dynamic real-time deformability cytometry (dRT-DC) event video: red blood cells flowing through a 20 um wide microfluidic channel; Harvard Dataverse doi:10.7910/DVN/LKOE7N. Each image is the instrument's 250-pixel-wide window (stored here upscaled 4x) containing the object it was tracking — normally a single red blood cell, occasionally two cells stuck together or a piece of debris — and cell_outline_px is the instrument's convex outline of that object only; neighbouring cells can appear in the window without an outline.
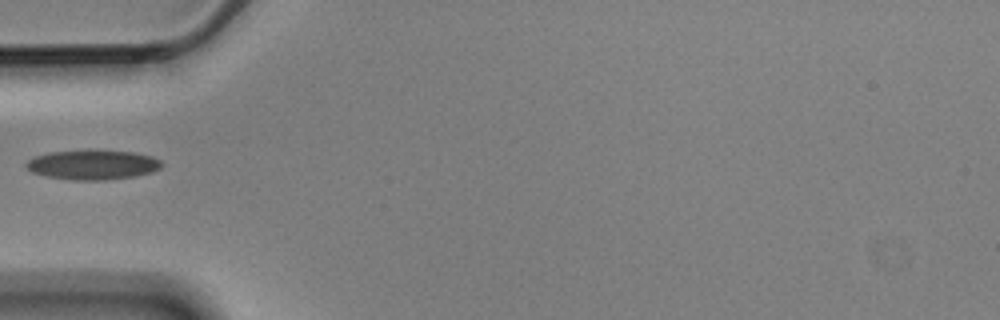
{"species": "Egyptian fruit bat (a non-hibernating species)", "species_latin": "Rousettus aegyptiacus", "temperature_condition": "cold", "stored_images_in_passage": 5, "camera_frame_rate_fps": 3000, "um_per_image_px": 0.085, "animal": {"sex": "male"}, "frame": {"image": 1, "passage_image": 1, "time_ms": 0.0, "image_size_px": [1000, 320], "cell_outline_px": [[164, 164], [160, 168], [152, 172], [136, 176], [104, 180], [76, 180], [48, 176], [32, 172], [24, 164], [28, 160], [36, 156], [48, 152], [132, 152], [152, 156], [160, 160]], "centroid_in_image_um": [7.92, 14.03], "position_along_channel_um": 77.1, "area_um2": 22.66}}
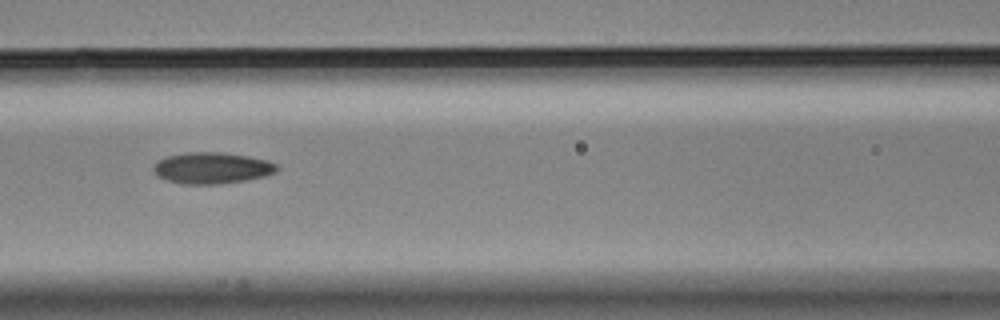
{"frame": {"image": 2, "passage_image": 3, "time_ms": 0.667, "image_size_px": [1000, 320], "cell_outline_px": [[280, 168], [276, 172], [264, 176], [244, 180], [216, 184], [184, 184], [168, 180], [160, 176], [152, 168], [160, 160], [168, 156], [188, 152], [220, 152], [248, 156], [268, 160], [276, 164]], "centroid_in_image_um": [18.07, 14.27], "position_along_channel_um": 148.5, "area_um2": 22.2}}
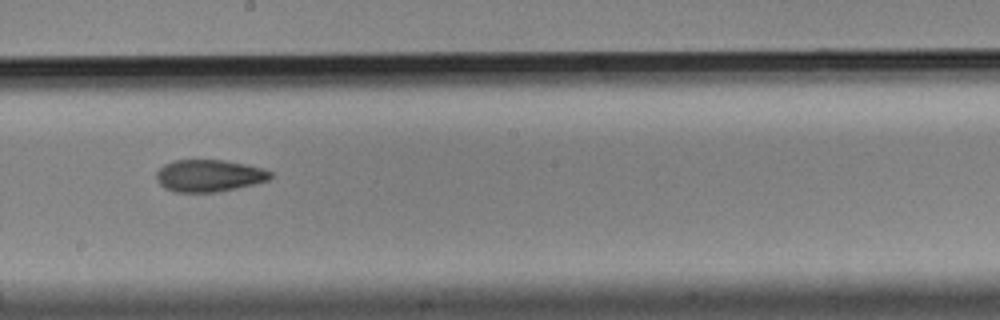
{"frame": {"image": 3, "passage_image": 5, "time_ms": 1.333, "image_size_px": [1000, 320], "cell_outline_px": [[272, 176], [268, 180], [256, 184], [216, 192], [176, 192], [164, 188], [156, 180], [156, 172], [164, 164], [172, 160], [224, 160], [248, 164], [272, 172]], "centroid_in_image_um": [17.76, 14.93], "position_along_channel_um": 230.4, "area_um2": 21.44}}